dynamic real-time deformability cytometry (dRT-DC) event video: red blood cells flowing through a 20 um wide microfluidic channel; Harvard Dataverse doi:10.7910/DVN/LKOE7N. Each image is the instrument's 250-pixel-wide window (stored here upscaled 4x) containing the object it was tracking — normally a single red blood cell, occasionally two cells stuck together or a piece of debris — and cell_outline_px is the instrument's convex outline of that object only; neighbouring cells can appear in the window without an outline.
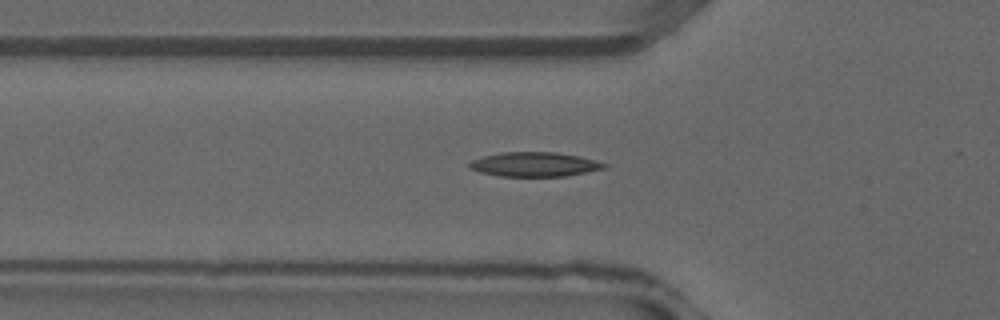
{"species": "common noctule bat (a hibernating species)", "species_latin": "Nyctalus noctula", "temperature_condition": "warm", "stored_images_in_passage": 35, "segment_of_instrument_passage": [1, 2], "camera_frame_rate_fps": 3000, "um_per_image_px": 0.085, "animal": {"sex": "male", "forearm_length_mm": 52.5}, "frame": {"image": 1, "passage_image": 9, "time_ms": 2.667, "image_size_px": [1000, 320], "cell_outline_px": [[608, 168], [564, 176], [500, 176], [480, 172], [468, 168], [468, 164], [472, 160], [484, 156], [500, 152], [556, 152], [580, 156], [596, 160], [608, 164]], "centroid_in_image_um": [45.45, 13.96], "position_along_channel_um": 80.3, "area_um2": 19.25}}
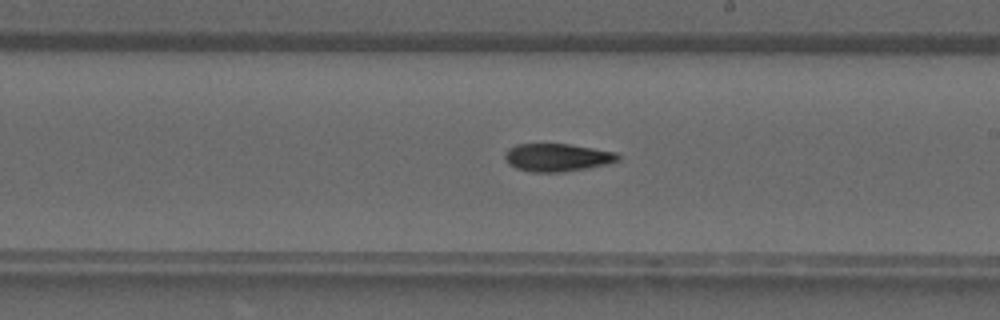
{"frame": {"image": 2, "passage_image": 18, "time_ms": 5.667, "image_size_px": [1000, 320], "cell_outline_px": [[620, 160], [608, 164], [564, 172], [532, 172], [516, 168], [508, 164], [504, 160], [504, 152], [508, 148], [516, 144], [568, 144], [616, 152], [620, 156]], "centroid_in_image_um": [47.33, 13.39], "position_along_channel_um": 241.7, "area_um2": 18.5}}
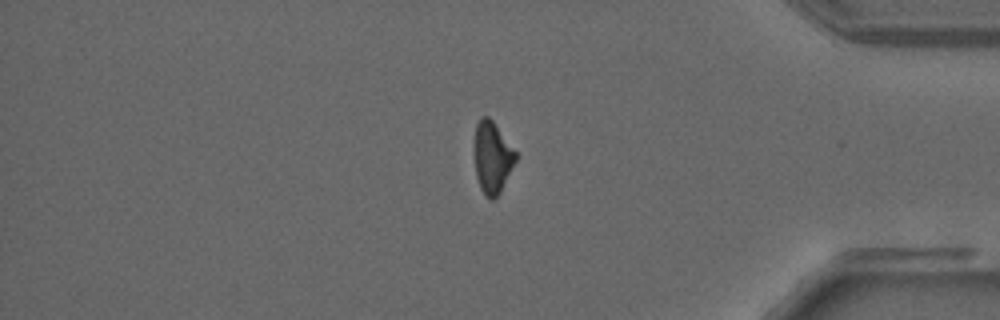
{"frame": {"image": 3, "passage_image": 28, "time_ms": 9.0, "image_size_px": [1000, 320], "cell_outline_px": [[516, 160], [500, 192], [492, 200], [488, 200], [480, 188], [476, 176], [472, 148], [472, 144], [476, 124], [480, 116], [488, 116], [492, 120], [516, 152]], "centroid_in_image_um": [41.78, 13.36], "position_along_channel_um": 393.4, "area_um2": 17.57}}